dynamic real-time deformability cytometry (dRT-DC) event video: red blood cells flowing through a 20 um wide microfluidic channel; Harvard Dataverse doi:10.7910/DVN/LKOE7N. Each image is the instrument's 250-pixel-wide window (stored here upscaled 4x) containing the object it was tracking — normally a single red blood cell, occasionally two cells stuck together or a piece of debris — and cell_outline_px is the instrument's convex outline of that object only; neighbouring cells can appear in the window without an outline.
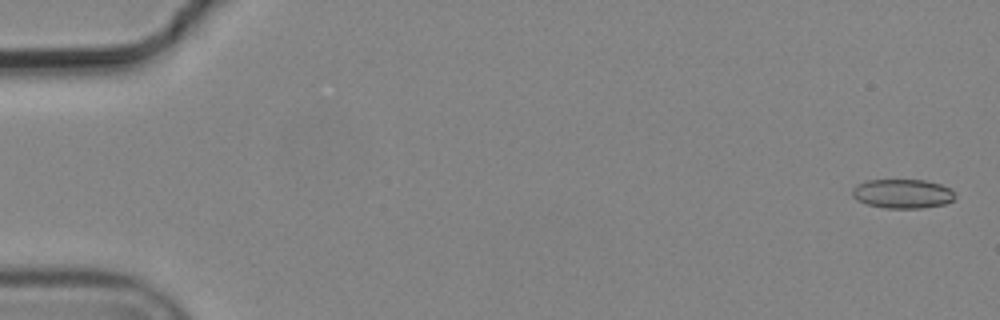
{"species": "common noctule bat (a hibernating species)", "species_latin": "Nyctalus noctula", "temperature_condition": "cold", "stored_images_in_passage": 4, "camera_frame_rate_fps": 3000, "um_per_image_px": 0.085, "animal": {"sex": "male", "body_mass_g": 19.2, "forearm_length_mm": 51.8}, "frame": {"image": 1, "passage_image": 1, "time_ms": 0.0, "image_size_px": [1000, 320], "cell_outline_px": [[956, 196], [952, 200], [944, 204], [920, 208], [884, 208], [868, 204], [856, 200], [852, 196], [852, 188], [856, 184], [868, 180], [924, 180], [940, 184], [952, 188]], "centroid_in_image_um": [76.71, 16.46], "position_along_channel_um": 8.3, "area_um2": 17.57}}